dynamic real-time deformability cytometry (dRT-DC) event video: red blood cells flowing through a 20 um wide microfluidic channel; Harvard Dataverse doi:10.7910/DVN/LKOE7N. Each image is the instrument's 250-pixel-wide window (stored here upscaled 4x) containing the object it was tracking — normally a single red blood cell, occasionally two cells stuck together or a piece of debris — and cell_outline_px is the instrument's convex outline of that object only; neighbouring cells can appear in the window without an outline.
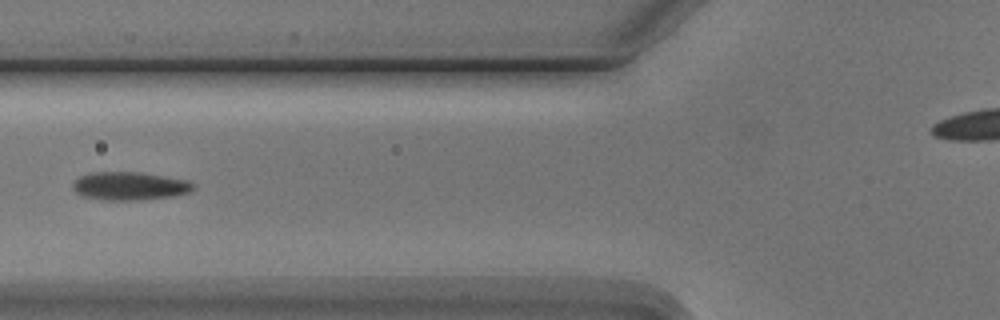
{"species": "Egyptian fruit bat (a non-hibernating species)", "species_latin": "Rousettus aegyptiacus", "temperature_condition": "cold", "stored_images_in_passage": 5, "camera_frame_rate_fps": 3000, "um_per_image_px": 0.085, "animal": {"sex": "male"}, "frame": {"image": 1, "passage_image": 5, "time_ms": 4.667, "image_size_px": [1000, 320], "cell_outline_px": [[196, 188], [188, 192], [172, 196], [140, 200], [104, 200], [84, 196], [76, 192], [72, 188], [72, 184], [80, 176], [92, 172], [140, 172], [188, 180], [196, 184]], "centroid_in_image_um": [11.04, 15.81], "position_along_channel_um": 114.8, "area_um2": 19.83}}